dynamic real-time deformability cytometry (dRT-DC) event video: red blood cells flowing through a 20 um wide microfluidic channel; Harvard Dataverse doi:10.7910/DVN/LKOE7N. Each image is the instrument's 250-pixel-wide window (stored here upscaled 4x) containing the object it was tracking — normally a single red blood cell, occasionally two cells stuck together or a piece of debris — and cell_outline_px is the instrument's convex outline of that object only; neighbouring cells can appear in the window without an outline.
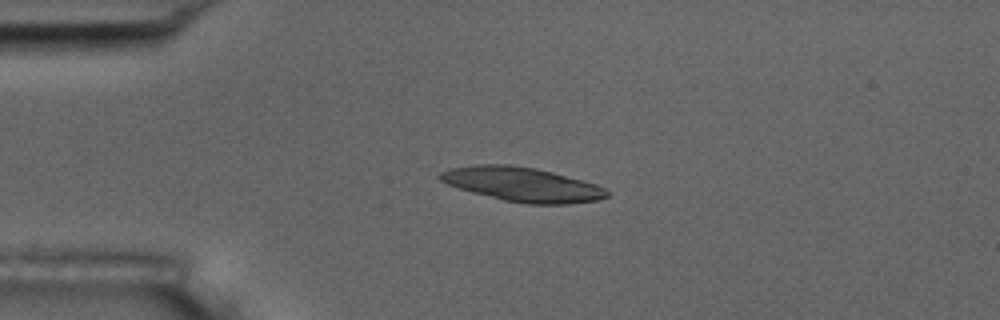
{"species": "common noctule bat (a hibernating species)", "species_latin": "Nyctalus noctula", "temperature_condition": "room temperature", "stored_images_in_passage": 5, "camera_frame_rate_fps": 3000, "um_per_image_px": 0.085, "animal": {"sex": "male", "body_mass_g": 17.5, "forearm_length_mm": 52.3}, "frame": {"image": 1, "passage_image": 3, "time_ms": 2.0, "image_size_px": [1000, 320], "cell_outline_px": [[608, 196], [596, 200], [568, 204], [528, 204], [504, 200], [472, 192], [448, 184], [440, 180], [436, 176], [440, 172], [448, 168], [476, 164], [508, 164], [536, 168], [552, 172], [596, 184], [604, 188], [608, 192]], "centroid_in_image_um": [44.35, 15.66], "position_along_channel_um": 40.6, "area_um2": 33.18}}